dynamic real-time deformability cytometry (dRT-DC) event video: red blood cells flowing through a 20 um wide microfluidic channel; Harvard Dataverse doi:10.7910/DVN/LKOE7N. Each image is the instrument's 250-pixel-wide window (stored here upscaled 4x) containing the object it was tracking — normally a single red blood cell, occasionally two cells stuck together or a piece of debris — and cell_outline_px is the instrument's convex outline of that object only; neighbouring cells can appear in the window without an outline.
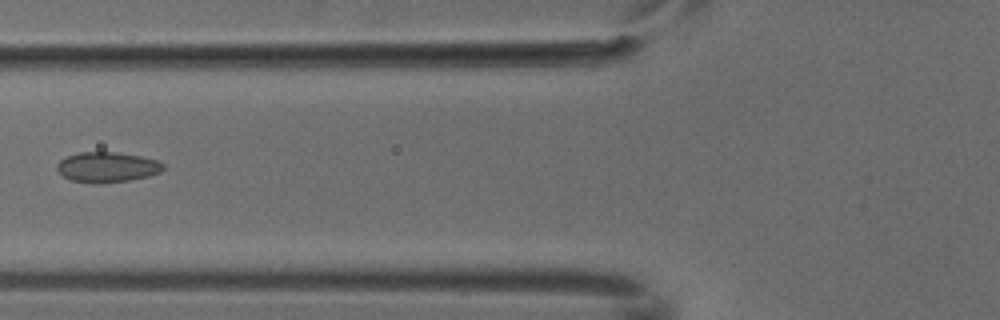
{"species": "common noctule bat (a hibernating species)", "species_latin": "Nyctalus noctula", "temperature_condition": "cold", "stored_images_in_passage": 3, "camera_frame_rate_fps": 3000, "um_per_image_px": 0.085, "animal": {"sex": "male", "body_mass_g": 18.8}, "frame": {"image": 1, "passage_image": 3, "time_ms": 0.667, "image_size_px": [1000, 320], "cell_outline_px": [[164, 168], [160, 172], [148, 176], [128, 180], [96, 184], [92, 184], [72, 180], [64, 176], [56, 168], [56, 164], [60, 160], [68, 156], [80, 152], [116, 152], [140, 156], [156, 160], [164, 164]], "centroid_in_image_um": [9.1, 14.21], "position_along_channel_um": 116.7, "area_um2": 18.61}}